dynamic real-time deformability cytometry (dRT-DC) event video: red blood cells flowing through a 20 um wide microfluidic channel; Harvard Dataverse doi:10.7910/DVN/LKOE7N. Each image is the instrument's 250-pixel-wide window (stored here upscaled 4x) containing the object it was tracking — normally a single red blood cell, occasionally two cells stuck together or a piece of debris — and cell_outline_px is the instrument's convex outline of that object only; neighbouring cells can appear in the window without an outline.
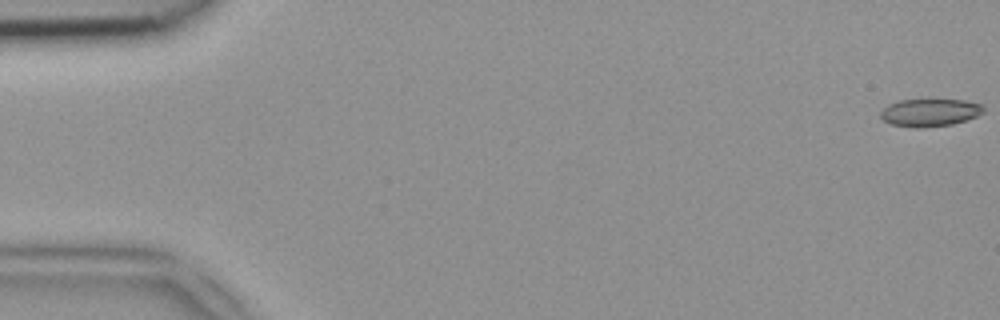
{"species": "common noctule bat (a hibernating species)", "species_latin": "Nyctalus noctula", "temperature_condition": "room temperature", "stored_images_in_passage": 50, "camera_frame_rate_fps": 3000, "um_per_image_px": 0.085, "animal": {"sex": "female", "body_mass_g": 18.4}, "frame": {"image": 1, "passage_image": 1, "time_ms": 0.0, "image_size_px": [1000, 320], "cell_outline_px": [[984, 112], [976, 116], [952, 124], [920, 128], [912, 128], [892, 124], [884, 120], [880, 116], [880, 112], [888, 104], [900, 100], [964, 100], [984, 104]], "centroid_in_image_um": [79.04, 9.56], "position_along_channel_um": 6.0, "area_um2": 16.53}}
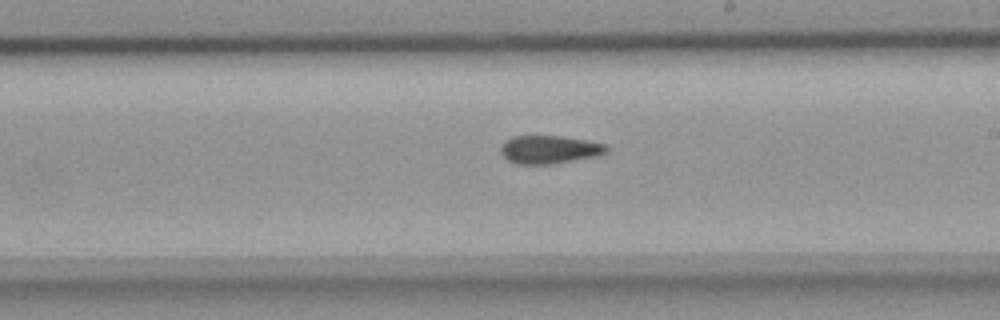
{"frame": {"image": 2, "passage_image": 29, "time_ms": 9.333, "image_size_px": [1000, 320], "cell_outline_px": [[608, 152], [596, 156], [552, 164], [516, 164], [508, 160], [500, 152], [500, 148], [504, 140], [512, 136], [560, 136], [584, 140], [604, 144], [608, 148]], "centroid_in_image_um": [46.65, 12.71], "position_along_channel_um": 242.3, "area_um2": 17.28}}
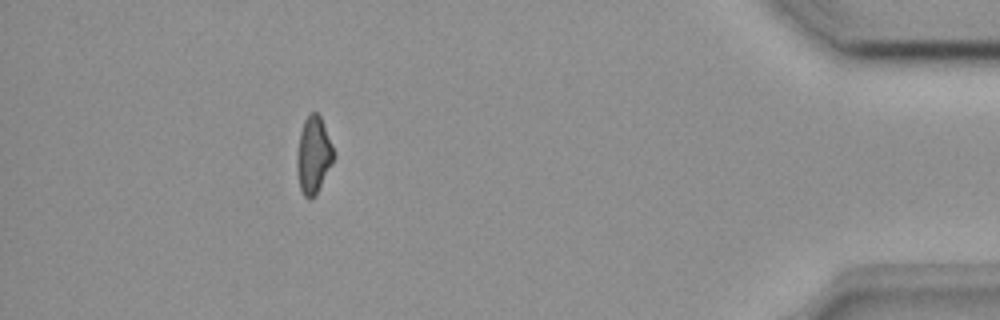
{"frame": {"image": 3, "passage_image": 45, "time_ms": 14.667, "image_size_px": [1000, 320], "cell_outline_px": [[332, 164], [316, 196], [312, 200], [308, 200], [304, 196], [300, 188], [296, 172], [296, 156], [300, 132], [304, 120], [308, 112], [316, 112], [320, 116], [332, 148]], "centroid_in_image_um": [26.6, 13.24], "position_along_channel_um": 408.6, "area_um2": 16.42}}